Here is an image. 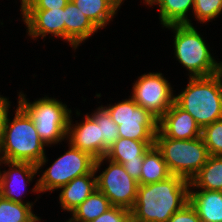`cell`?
Masks as SVG:
<instances>
[{
    "label": "cell",
    "mask_w": 222,
    "mask_h": 222,
    "mask_svg": "<svg viewBox=\"0 0 222 222\" xmlns=\"http://www.w3.org/2000/svg\"><path fill=\"white\" fill-rule=\"evenodd\" d=\"M190 182L172 175L164 181L139 185L131 219L134 222H167L189 202Z\"/></svg>",
    "instance_id": "1"
},
{
    "label": "cell",
    "mask_w": 222,
    "mask_h": 222,
    "mask_svg": "<svg viewBox=\"0 0 222 222\" xmlns=\"http://www.w3.org/2000/svg\"><path fill=\"white\" fill-rule=\"evenodd\" d=\"M14 114L11 120L7 114L4 122L0 160L32 163L37 165L38 172H42L48 162L47 145L40 139L32 119L18 104Z\"/></svg>",
    "instance_id": "2"
},
{
    "label": "cell",
    "mask_w": 222,
    "mask_h": 222,
    "mask_svg": "<svg viewBox=\"0 0 222 222\" xmlns=\"http://www.w3.org/2000/svg\"><path fill=\"white\" fill-rule=\"evenodd\" d=\"M188 84L174 97L202 129L222 119V78L219 73L206 77H188Z\"/></svg>",
    "instance_id": "3"
},
{
    "label": "cell",
    "mask_w": 222,
    "mask_h": 222,
    "mask_svg": "<svg viewBox=\"0 0 222 222\" xmlns=\"http://www.w3.org/2000/svg\"><path fill=\"white\" fill-rule=\"evenodd\" d=\"M166 28L175 33L174 58L188 71L189 77H206L219 72V61L194 25L173 24Z\"/></svg>",
    "instance_id": "4"
},
{
    "label": "cell",
    "mask_w": 222,
    "mask_h": 222,
    "mask_svg": "<svg viewBox=\"0 0 222 222\" xmlns=\"http://www.w3.org/2000/svg\"><path fill=\"white\" fill-rule=\"evenodd\" d=\"M18 105L35 124L40 139L49 147L67 140L68 122L72 109L57 98L44 96L33 102L18 92Z\"/></svg>",
    "instance_id": "5"
},
{
    "label": "cell",
    "mask_w": 222,
    "mask_h": 222,
    "mask_svg": "<svg viewBox=\"0 0 222 222\" xmlns=\"http://www.w3.org/2000/svg\"><path fill=\"white\" fill-rule=\"evenodd\" d=\"M154 145L161 152L171 174L181 176L189 181L209 157L201 136L188 140L155 137Z\"/></svg>",
    "instance_id": "6"
},
{
    "label": "cell",
    "mask_w": 222,
    "mask_h": 222,
    "mask_svg": "<svg viewBox=\"0 0 222 222\" xmlns=\"http://www.w3.org/2000/svg\"><path fill=\"white\" fill-rule=\"evenodd\" d=\"M68 150L59 156L51 166L47 167L39 179L30 189L34 193H46L58 190L61 186L68 184L74 178L89 174L94 169L95 158L89 153L73 147L70 143Z\"/></svg>",
    "instance_id": "7"
},
{
    "label": "cell",
    "mask_w": 222,
    "mask_h": 222,
    "mask_svg": "<svg viewBox=\"0 0 222 222\" xmlns=\"http://www.w3.org/2000/svg\"><path fill=\"white\" fill-rule=\"evenodd\" d=\"M118 125L119 138L137 141H155L158 131V120L146 109L139 106L130 96L103 106Z\"/></svg>",
    "instance_id": "8"
},
{
    "label": "cell",
    "mask_w": 222,
    "mask_h": 222,
    "mask_svg": "<svg viewBox=\"0 0 222 222\" xmlns=\"http://www.w3.org/2000/svg\"><path fill=\"white\" fill-rule=\"evenodd\" d=\"M104 161L105 164L108 162V166L100 173ZM94 172L97 190L109 199L111 206L122 207L131 211L136 200L139 183L125 171L123 165L104 156L95 159Z\"/></svg>",
    "instance_id": "9"
},
{
    "label": "cell",
    "mask_w": 222,
    "mask_h": 222,
    "mask_svg": "<svg viewBox=\"0 0 222 222\" xmlns=\"http://www.w3.org/2000/svg\"><path fill=\"white\" fill-rule=\"evenodd\" d=\"M171 85L161 72H148L133 83L130 97L159 120L174 103Z\"/></svg>",
    "instance_id": "10"
},
{
    "label": "cell",
    "mask_w": 222,
    "mask_h": 222,
    "mask_svg": "<svg viewBox=\"0 0 222 222\" xmlns=\"http://www.w3.org/2000/svg\"><path fill=\"white\" fill-rule=\"evenodd\" d=\"M8 166V170L0 167V195L13 202L22 204H35L34 202L24 201L26 188L33 182L38 172L37 165L28 162H12L0 160V166Z\"/></svg>",
    "instance_id": "11"
},
{
    "label": "cell",
    "mask_w": 222,
    "mask_h": 222,
    "mask_svg": "<svg viewBox=\"0 0 222 222\" xmlns=\"http://www.w3.org/2000/svg\"><path fill=\"white\" fill-rule=\"evenodd\" d=\"M21 20L26 26V33L31 39L46 36L57 37L65 41L64 8L53 10H20Z\"/></svg>",
    "instance_id": "12"
},
{
    "label": "cell",
    "mask_w": 222,
    "mask_h": 222,
    "mask_svg": "<svg viewBox=\"0 0 222 222\" xmlns=\"http://www.w3.org/2000/svg\"><path fill=\"white\" fill-rule=\"evenodd\" d=\"M72 112L70 114L67 131V142L73 147L89 153L93 158L104 157V143L101 139L100 126L86 113L83 120L73 124Z\"/></svg>",
    "instance_id": "13"
},
{
    "label": "cell",
    "mask_w": 222,
    "mask_h": 222,
    "mask_svg": "<svg viewBox=\"0 0 222 222\" xmlns=\"http://www.w3.org/2000/svg\"><path fill=\"white\" fill-rule=\"evenodd\" d=\"M201 130L195 119L174 102L158 120V131L155 137L195 139L201 136Z\"/></svg>",
    "instance_id": "14"
},
{
    "label": "cell",
    "mask_w": 222,
    "mask_h": 222,
    "mask_svg": "<svg viewBox=\"0 0 222 222\" xmlns=\"http://www.w3.org/2000/svg\"><path fill=\"white\" fill-rule=\"evenodd\" d=\"M65 42L74 51L92 37L98 28L70 0L64 7Z\"/></svg>",
    "instance_id": "15"
},
{
    "label": "cell",
    "mask_w": 222,
    "mask_h": 222,
    "mask_svg": "<svg viewBox=\"0 0 222 222\" xmlns=\"http://www.w3.org/2000/svg\"><path fill=\"white\" fill-rule=\"evenodd\" d=\"M96 189L97 184L94 169L89 174L74 178L68 184L58 189V191L60 190L58 199L61 210L71 213Z\"/></svg>",
    "instance_id": "16"
},
{
    "label": "cell",
    "mask_w": 222,
    "mask_h": 222,
    "mask_svg": "<svg viewBox=\"0 0 222 222\" xmlns=\"http://www.w3.org/2000/svg\"><path fill=\"white\" fill-rule=\"evenodd\" d=\"M189 203L201 222H222V191L189 189Z\"/></svg>",
    "instance_id": "17"
},
{
    "label": "cell",
    "mask_w": 222,
    "mask_h": 222,
    "mask_svg": "<svg viewBox=\"0 0 222 222\" xmlns=\"http://www.w3.org/2000/svg\"><path fill=\"white\" fill-rule=\"evenodd\" d=\"M72 3L99 29L109 25L125 0H71Z\"/></svg>",
    "instance_id": "18"
},
{
    "label": "cell",
    "mask_w": 222,
    "mask_h": 222,
    "mask_svg": "<svg viewBox=\"0 0 222 222\" xmlns=\"http://www.w3.org/2000/svg\"><path fill=\"white\" fill-rule=\"evenodd\" d=\"M154 144L155 141H137L129 138H118L108 149L105 157L119 164L143 161L144 155Z\"/></svg>",
    "instance_id": "19"
},
{
    "label": "cell",
    "mask_w": 222,
    "mask_h": 222,
    "mask_svg": "<svg viewBox=\"0 0 222 222\" xmlns=\"http://www.w3.org/2000/svg\"><path fill=\"white\" fill-rule=\"evenodd\" d=\"M156 5L159 7V20L163 28L173 24L193 25L188 15L193 13L194 0H153L149 7Z\"/></svg>",
    "instance_id": "20"
},
{
    "label": "cell",
    "mask_w": 222,
    "mask_h": 222,
    "mask_svg": "<svg viewBox=\"0 0 222 222\" xmlns=\"http://www.w3.org/2000/svg\"><path fill=\"white\" fill-rule=\"evenodd\" d=\"M189 182V189L222 191V156L209 155L206 163Z\"/></svg>",
    "instance_id": "21"
},
{
    "label": "cell",
    "mask_w": 222,
    "mask_h": 222,
    "mask_svg": "<svg viewBox=\"0 0 222 222\" xmlns=\"http://www.w3.org/2000/svg\"><path fill=\"white\" fill-rule=\"evenodd\" d=\"M172 176L161 152L154 145L143 159L142 170L140 174V185H146L164 181Z\"/></svg>",
    "instance_id": "22"
},
{
    "label": "cell",
    "mask_w": 222,
    "mask_h": 222,
    "mask_svg": "<svg viewBox=\"0 0 222 222\" xmlns=\"http://www.w3.org/2000/svg\"><path fill=\"white\" fill-rule=\"evenodd\" d=\"M110 207L109 199L96 189L70 213L71 218L68 219L71 222H91Z\"/></svg>",
    "instance_id": "23"
},
{
    "label": "cell",
    "mask_w": 222,
    "mask_h": 222,
    "mask_svg": "<svg viewBox=\"0 0 222 222\" xmlns=\"http://www.w3.org/2000/svg\"><path fill=\"white\" fill-rule=\"evenodd\" d=\"M33 206L13 202L0 195V222H41V217L34 214Z\"/></svg>",
    "instance_id": "24"
},
{
    "label": "cell",
    "mask_w": 222,
    "mask_h": 222,
    "mask_svg": "<svg viewBox=\"0 0 222 222\" xmlns=\"http://www.w3.org/2000/svg\"><path fill=\"white\" fill-rule=\"evenodd\" d=\"M100 126L101 139L104 143V156L108 149L119 138L118 125L111 119L108 111L103 105L98 106L91 114H89Z\"/></svg>",
    "instance_id": "25"
},
{
    "label": "cell",
    "mask_w": 222,
    "mask_h": 222,
    "mask_svg": "<svg viewBox=\"0 0 222 222\" xmlns=\"http://www.w3.org/2000/svg\"><path fill=\"white\" fill-rule=\"evenodd\" d=\"M222 14V0H194L193 13L200 24H206L218 18Z\"/></svg>",
    "instance_id": "26"
},
{
    "label": "cell",
    "mask_w": 222,
    "mask_h": 222,
    "mask_svg": "<svg viewBox=\"0 0 222 222\" xmlns=\"http://www.w3.org/2000/svg\"><path fill=\"white\" fill-rule=\"evenodd\" d=\"M201 137L209 155L222 156V119L204 126L201 130Z\"/></svg>",
    "instance_id": "27"
},
{
    "label": "cell",
    "mask_w": 222,
    "mask_h": 222,
    "mask_svg": "<svg viewBox=\"0 0 222 222\" xmlns=\"http://www.w3.org/2000/svg\"><path fill=\"white\" fill-rule=\"evenodd\" d=\"M70 0H25L20 10H53L66 7Z\"/></svg>",
    "instance_id": "28"
},
{
    "label": "cell",
    "mask_w": 222,
    "mask_h": 222,
    "mask_svg": "<svg viewBox=\"0 0 222 222\" xmlns=\"http://www.w3.org/2000/svg\"><path fill=\"white\" fill-rule=\"evenodd\" d=\"M130 220L131 212L128 209L112 206L91 222H129Z\"/></svg>",
    "instance_id": "29"
},
{
    "label": "cell",
    "mask_w": 222,
    "mask_h": 222,
    "mask_svg": "<svg viewBox=\"0 0 222 222\" xmlns=\"http://www.w3.org/2000/svg\"><path fill=\"white\" fill-rule=\"evenodd\" d=\"M167 222H201V219L193 206L188 202L175 212Z\"/></svg>",
    "instance_id": "30"
},
{
    "label": "cell",
    "mask_w": 222,
    "mask_h": 222,
    "mask_svg": "<svg viewBox=\"0 0 222 222\" xmlns=\"http://www.w3.org/2000/svg\"><path fill=\"white\" fill-rule=\"evenodd\" d=\"M122 165L125 171L140 185V174L143 161L124 162Z\"/></svg>",
    "instance_id": "31"
},
{
    "label": "cell",
    "mask_w": 222,
    "mask_h": 222,
    "mask_svg": "<svg viewBox=\"0 0 222 222\" xmlns=\"http://www.w3.org/2000/svg\"><path fill=\"white\" fill-rule=\"evenodd\" d=\"M11 101H9V97H4L0 94V137L2 133V129L4 127V122L7 114L9 113V108L11 107Z\"/></svg>",
    "instance_id": "32"
},
{
    "label": "cell",
    "mask_w": 222,
    "mask_h": 222,
    "mask_svg": "<svg viewBox=\"0 0 222 222\" xmlns=\"http://www.w3.org/2000/svg\"><path fill=\"white\" fill-rule=\"evenodd\" d=\"M222 78V61H219V72H218Z\"/></svg>",
    "instance_id": "33"
},
{
    "label": "cell",
    "mask_w": 222,
    "mask_h": 222,
    "mask_svg": "<svg viewBox=\"0 0 222 222\" xmlns=\"http://www.w3.org/2000/svg\"><path fill=\"white\" fill-rule=\"evenodd\" d=\"M144 2V4L146 5V6H149V4L153 1V0H143Z\"/></svg>",
    "instance_id": "34"
}]
</instances>
